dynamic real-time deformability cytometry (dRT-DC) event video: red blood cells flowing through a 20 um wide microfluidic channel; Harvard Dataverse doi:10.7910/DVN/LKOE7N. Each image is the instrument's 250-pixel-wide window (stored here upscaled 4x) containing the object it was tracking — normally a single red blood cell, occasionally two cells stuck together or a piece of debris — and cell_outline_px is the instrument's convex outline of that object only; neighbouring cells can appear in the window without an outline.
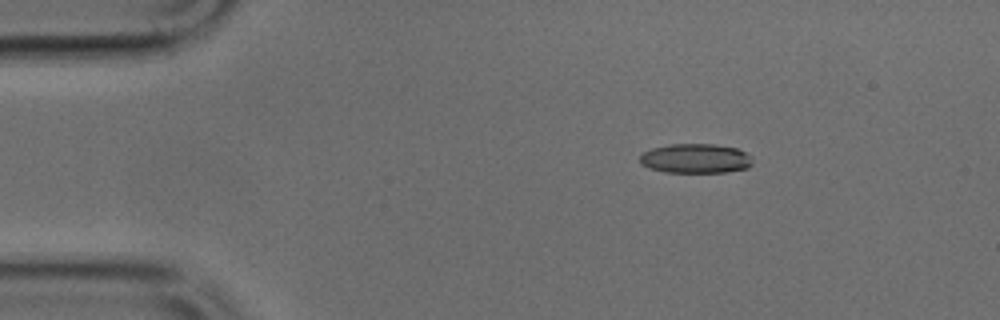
{"species": "common noctule bat (a hibernating species)", "species_latin": "Nyctalus noctula", "temperature_condition": "cold", "stored_images_in_passage": 8, "camera_frame_rate_fps": 3000, "um_per_image_px": 0.085, "animal": {"sex": "male", "body_mass_g": 17.9, "forearm_length_mm": 54.2}, "frame": {"image": 1, "passage_image": 1, "time_ms": 0.0, "image_size_px": [1000, 320], "cell_outline_px": [[752, 164], [748, 168], [724, 172], [664, 172], [648, 168], [640, 164], [640, 156], [644, 152], [652, 148], [668, 144], [716, 144], [736, 148], [752, 156]], "centroid_in_image_um": [59.11, 13.47], "position_along_channel_um": 25.9, "area_um2": 19.48}}